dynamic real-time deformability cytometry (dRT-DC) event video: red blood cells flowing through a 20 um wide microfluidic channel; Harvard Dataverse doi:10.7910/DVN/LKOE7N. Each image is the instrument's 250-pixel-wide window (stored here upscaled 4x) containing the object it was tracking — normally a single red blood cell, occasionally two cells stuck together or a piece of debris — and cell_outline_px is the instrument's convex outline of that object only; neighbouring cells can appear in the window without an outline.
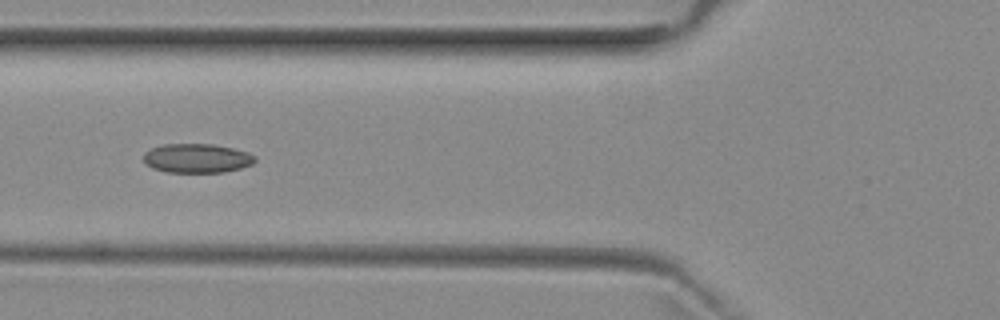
{"species": "common noctule bat (a hibernating species)", "species_latin": "Nyctalus noctula", "temperature_condition": "room temperature", "stored_images_in_passage": 4, "camera_frame_rate_fps": 3000, "um_per_image_px": 0.085, "animal": {"sex": "female", "body_mass_g": 29.2, "forearm_length_mm": 56.3}, "frame": {"image": 1, "passage_image": 4, "time_ms": 3.333, "image_size_px": [1000, 320], "cell_outline_px": [[256, 160], [252, 164], [240, 168], [224, 172], [164, 172], [152, 168], [144, 160], [144, 152], [152, 148], [164, 144], [212, 144], [232, 148], [248, 152], [256, 156]], "centroid_in_image_um": [16.75, 13.45], "position_along_channel_um": 109.1, "area_um2": 18.9}}